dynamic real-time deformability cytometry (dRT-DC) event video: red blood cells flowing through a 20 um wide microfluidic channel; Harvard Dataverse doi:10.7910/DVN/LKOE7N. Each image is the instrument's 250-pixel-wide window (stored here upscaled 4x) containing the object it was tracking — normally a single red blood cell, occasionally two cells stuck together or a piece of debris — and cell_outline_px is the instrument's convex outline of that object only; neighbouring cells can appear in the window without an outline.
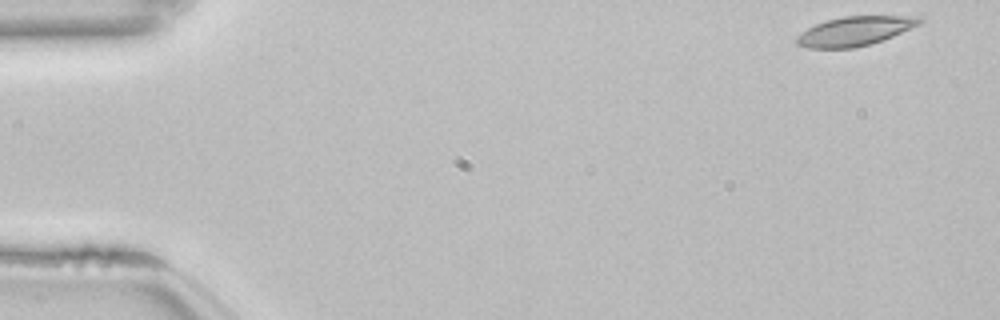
{"species": "common noctule bat (a hibernating species)", "species_latin": "Nyctalus noctula", "temperature_condition": "room temperature", "stored_images_in_passage": 37, "camera_frame_rate_fps": 3000, "um_per_image_px": 0.085, "animal": {"sex": "female", "body_mass_g": 22.7, "forearm_length_mm": 54.2}, "frame": {"image": 1, "passage_image": 1, "time_ms": 0.0, "image_size_px": [1000, 320], "cell_outline_px": [[924, 20], [920, 24], [892, 36], [868, 44], [852, 48], [808, 48], [796, 44], [792, 40], [796, 36], [808, 28], [816, 24], [828, 20], [844, 16], [924, 16]], "centroid_in_image_um": [72.64, 2.64], "position_along_channel_um": 12.4, "area_um2": 20.81}}
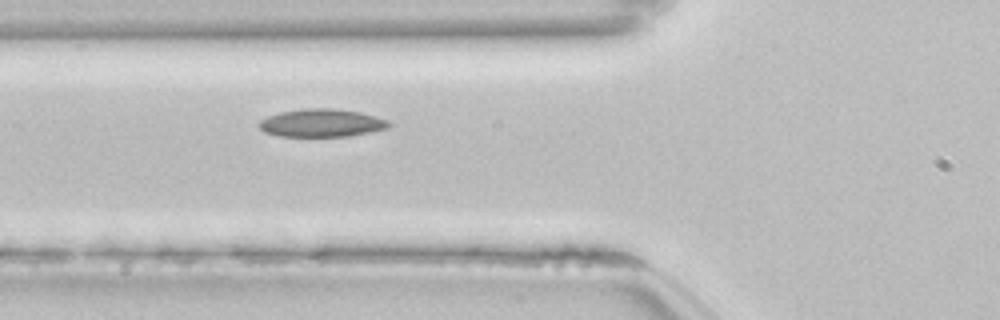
{"frame": {"image": 2, "passage_image": 18, "time_ms": 5.667, "image_size_px": [1000, 320], "cell_outline_px": [[392, 124], [388, 128], [348, 136], [280, 136], [264, 132], [256, 124], [260, 120], [268, 116], [280, 112], [304, 108], [332, 108], [360, 112], [388, 120]], "centroid_in_image_um": [27.31, 10.44], "position_along_channel_um": 98.5, "area_um2": 21.1}}
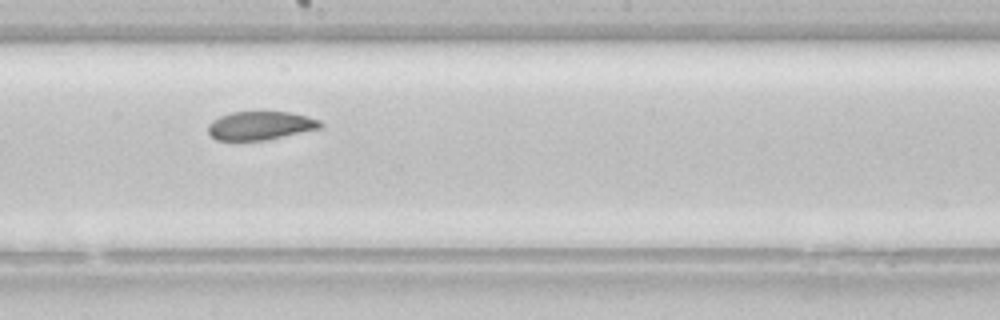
{"frame": {"image": 3, "passage_image": 28, "time_ms": 9.0, "image_size_px": [1000, 320], "cell_outline_px": [[324, 124], [320, 128], [264, 140], [216, 140], [208, 132], [208, 124], [212, 120], [220, 116], [232, 112], [288, 112], [308, 116], [320, 120]], "centroid_in_image_um": [22.12, 10.67], "position_along_channel_um": 226.1, "area_um2": 18.5}}